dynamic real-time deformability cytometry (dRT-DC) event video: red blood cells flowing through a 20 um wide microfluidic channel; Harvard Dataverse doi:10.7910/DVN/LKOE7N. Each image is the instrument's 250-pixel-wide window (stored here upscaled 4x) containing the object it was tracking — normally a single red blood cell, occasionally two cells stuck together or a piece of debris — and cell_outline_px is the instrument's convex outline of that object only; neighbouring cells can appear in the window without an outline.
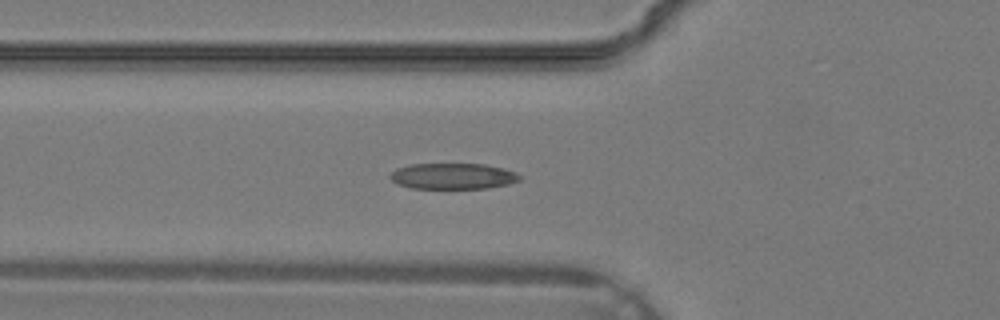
{"species": "common noctule bat (a hibernating species)", "species_latin": "Nyctalus noctula", "temperature_condition": "warm", "stored_images_in_passage": 38, "camera_frame_rate_fps": 3000, "um_per_image_px": 0.085, "animal": {"sex": "male", "body_mass_g": 19.2, "forearm_length_mm": 51.8}, "frame": {"image": 1, "passage_image": 14, "time_ms": 4.333, "image_size_px": [1000, 320], "cell_outline_px": [[520, 180], [508, 184], [488, 188], [412, 188], [396, 184], [388, 176], [396, 168], [408, 164], [484, 164], [516, 172], [520, 176]], "centroid_in_image_um": [38.45, 14.97], "position_along_channel_um": 87.3, "area_um2": 19.54}}
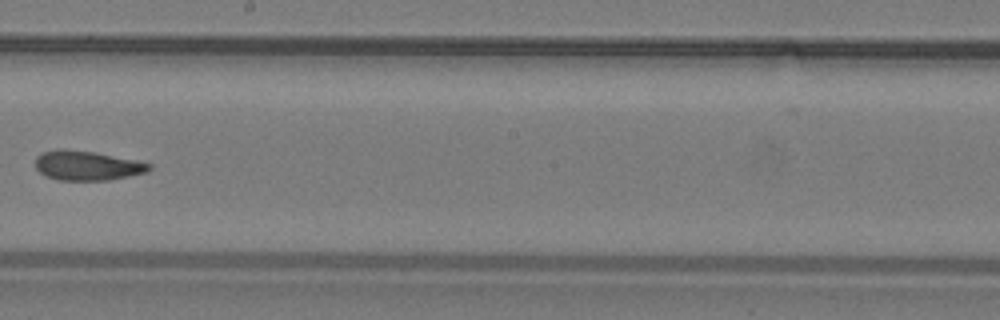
{"frame": {"image": 2, "passage_image": 22, "time_ms": 7.0, "image_size_px": [1000, 320], "cell_outline_px": [[152, 168], [148, 172], [108, 180], [60, 180], [48, 176], [40, 172], [36, 168], [36, 156], [44, 152], [60, 148], [64, 148], [96, 152], [136, 160], [152, 164]], "centroid_in_image_um": [7.43, 14.06], "position_along_channel_um": 240.8, "area_um2": 19.59}}
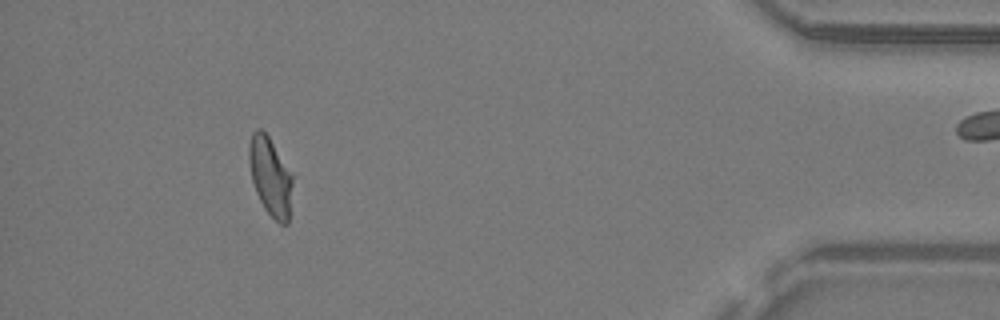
{"frame": {"image": 3, "passage_image": 34, "time_ms": 11.0, "image_size_px": [1000, 320], "cell_outline_px": [[292, 184], [288, 224], [280, 224], [264, 208], [256, 192], [252, 180], [248, 160], [248, 148], [252, 132], [256, 128], [260, 128], [268, 136], [292, 176]], "centroid_in_image_um": [22.95, 15.0], "position_along_channel_um": 412.3, "area_um2": 19.48}}